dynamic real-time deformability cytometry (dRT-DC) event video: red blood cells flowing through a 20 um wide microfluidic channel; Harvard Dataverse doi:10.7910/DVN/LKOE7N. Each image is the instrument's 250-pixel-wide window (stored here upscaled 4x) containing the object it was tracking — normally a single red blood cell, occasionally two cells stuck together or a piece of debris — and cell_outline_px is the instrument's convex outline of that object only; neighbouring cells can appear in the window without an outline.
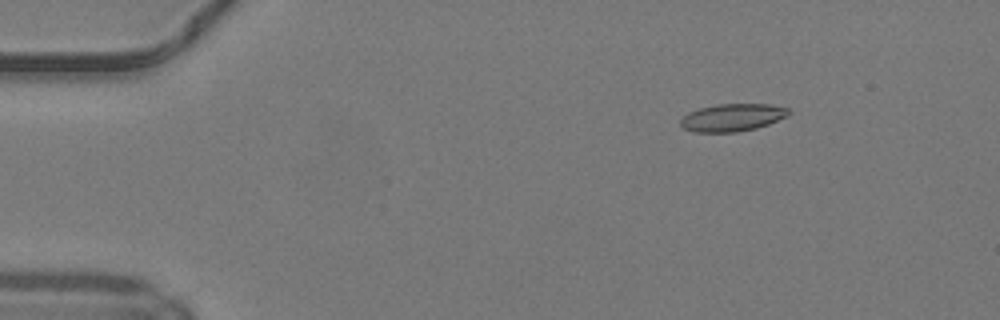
{"species": "common noctule bat (a hibernating species)", "species_latin": "Nyctalus noctula", "temperature_condition": "warm", "stored_images_in_passage": 34, "camera_frame_rate_fps": 3000, "um_per_image_px": 0.085, "animal": {"sex": "male", "body_mass_g": 19.2, "forearm_length_mm": 51.8}, "frame": {"image": 1, "passage_image": 1, "time_ms": 0.0, "image_size_px": [1000, 320], "cell_outline_px": [[792, 112], [788, 116], [768, 124], [756, 128], [736, 132], [692, 132], [684, 128], [680, 124], [680, 120], [688, 112], [700, 108], [716, 104], [768, 104], [788, 108]], "centroid_in_image_um": [62.26, 9.99], "position_along_channel_um": 22.7, "area_um2": 17.4}}
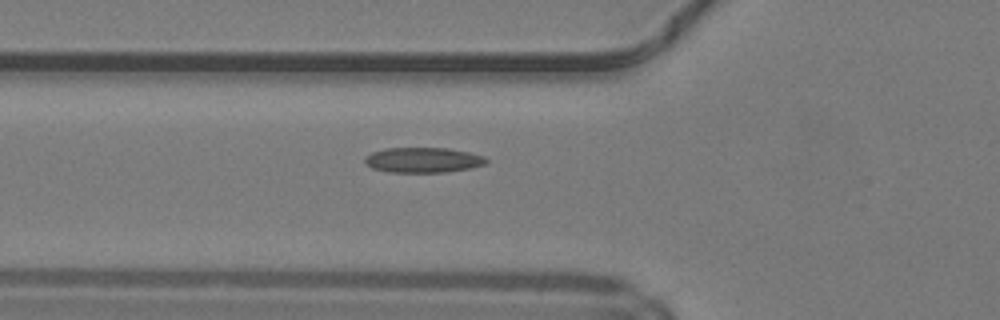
{"frame": {"image": 2, "passage_image": 12, "time_ms": 3.667, "image_size_px": [1000, 320], "cell_outline_px": [[488, 160], [484, 164], [472, 168], [444, 172], [388, 172], [372, 168], [364, 164], [364, 160], [372, 152], [384, 148], [448, 148], [468, 152], [484, 156]], "centroid_in_image_um": [35.95, 13.6], "position_along_channel_um": 89.9, "area_um2": 17.8}}
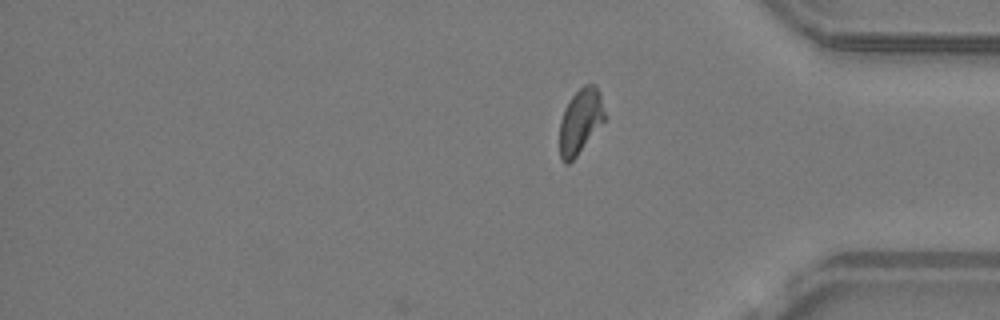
{"frame": {"image": 3, "passage_image": 34, "time_ms": 11.0, "image_size_px": [1000, 320], "cell_outline_px": [[604, 120], [576, 156], [568, 164], [564, 164], [560, 160], [560, 120], [564, 108], [572, 96], [584, 84], [596, 84], [600, 92], [604, 112]], "centroid_in_image_um": [49.3, 10.29], "position_along_channel_um": 385.9, "area_um2": 16.82}, "authors_computed_cell_mechanics": {"area_um2": 17.4845, "velocity_mm_per_s": 4.2233, "shape_relaxation_time_tau1_ms": null, "shape_relaxation_time_tau2_ms": 1.9601, "deformation_change_tau1": null, "deformation_change_tau2": 0.0781}}